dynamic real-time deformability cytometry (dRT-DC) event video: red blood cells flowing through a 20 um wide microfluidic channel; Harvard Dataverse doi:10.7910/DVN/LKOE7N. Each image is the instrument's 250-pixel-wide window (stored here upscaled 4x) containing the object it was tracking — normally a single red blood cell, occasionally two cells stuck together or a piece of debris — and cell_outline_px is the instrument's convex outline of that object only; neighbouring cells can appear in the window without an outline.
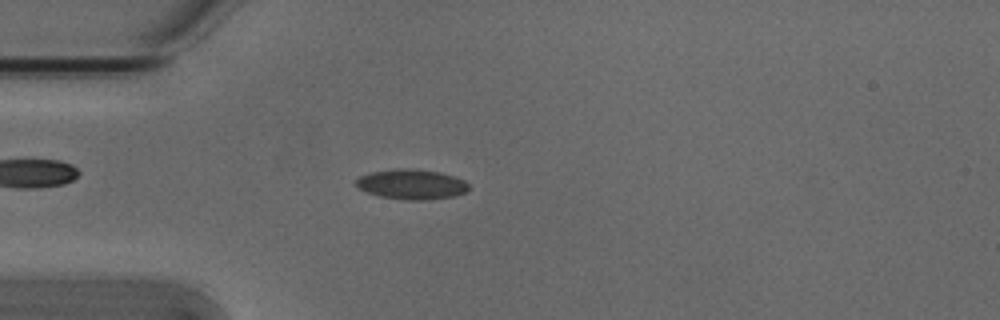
{"species": "Egyptian fruit bat (a non-hibernating species)", "species_latin": "Rousettus aegyptiacus", "temperature_condition": "cold", "stored_images_in_passage": 30, "camera_frame_rate_fps": 3000, "um_per_image_px": 0.085, "animal": {"sex": "male"}, "frame": {"image": 1, "passage_image": 2, "time_ms": 0.333, "image_size_px": [1000, 320], "cell_outline_px": [[468, 188], [464, 192], [452, 196], [428, 200], [408, 200], [380, 196], [368, 192], [360, 188], [356, 184], [356, 180], [360, 176], [372, 172], [396, 168], [408, 168], [440, 172], [464, 180], [468, 184]], "centroid_in_image_um": [34.98, 15.66], "position_along_channel_um": 50.0, "area_um2": 19.42}}
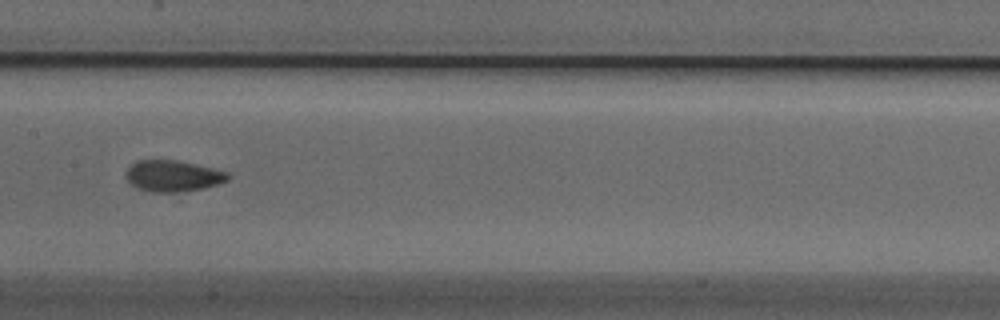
{"frame": {"image": 2, "passage_image": 14, "time_ms": 4.333, "image_size_px": [1000, 320], "cell_outline_px": [[232, 176], [228, 180], [216, 184], [200, 188], [176, 192], [152, 192], [136, 188], [124, 176], [124, 172], [136, 160], [176, 160], [196, 164], [228, 172]], "centroid_in_image_um": [14.67, 14.94], "position_along_channel_um": 192.7, "area_um2": 18.5}}
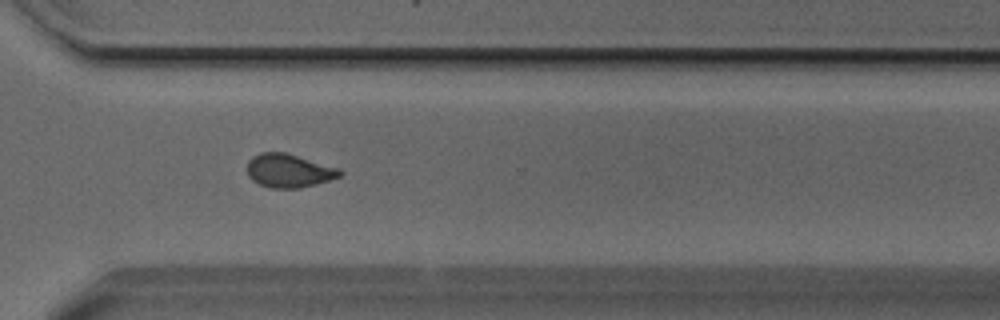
{"frame": {"image": 3, "passage_image": 26, "time_ms": 8.333, "image_size_px": [1000, 320], "cell_outline_px": [[344, 172], [340, 176], [328, 180], [300, 188], [272, 188], [260, 184], [252, 180], [248, 176], [248, 160], [252, 156], [260, 152], [284, 152], [340, 168]], "centroid_in_image_um": [24.54, 14.5], "position_along_channel_um": 346.1, "area_um2": 18.03}, "authors_computed_cell_mechanics": {"area_um2": 18.207, "velocity_mm_per_s": 3.8428, "shape_relaxation_time_tau1_ms": null, "shape_relaxation_time_tau2_ms": 2.4219, "deformation_change_tau1": null, "deformation_change_tau2": 0.0491}}